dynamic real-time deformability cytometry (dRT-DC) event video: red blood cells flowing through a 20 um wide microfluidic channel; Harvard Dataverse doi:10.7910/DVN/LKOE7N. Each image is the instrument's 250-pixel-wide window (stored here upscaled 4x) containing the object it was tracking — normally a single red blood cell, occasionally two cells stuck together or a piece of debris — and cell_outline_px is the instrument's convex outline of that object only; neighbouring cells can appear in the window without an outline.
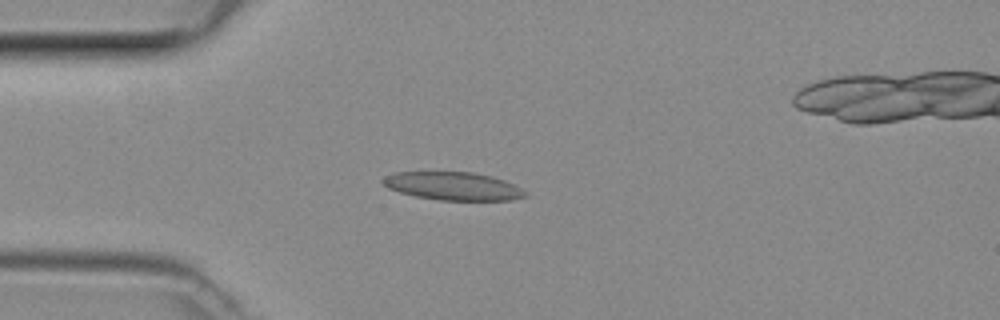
{"species": "common noctule bat (a hibernating species)", "species_latin": "Nyctalus noctula", "temperature_condition": "room temperature", "stored_images_in_passage": 43, "camera_frame_rate_fps": 3000, "um_per_image_px": 0.085, "animal": {"sex": "female", "body_mass_g": 29.2, "forearm_length_mm": 56.3}, "frame": {"image": 1, "passage_image": 7, "time_ms": 2.0, "image_size_px": [1000, 320], "cell_outline_px": [[528, 196], [512, 200], [440, 200], [416, 196], [400, 192], [388, 188], [380, 180], [384, 176], [396, 172], [472, 172], [492, 176], [504, 180], [528, 192]], "centroid_in_image_um": [38.52, 15.81], "position_along_channel_um": 46.5, "area_um2": 23.29}}
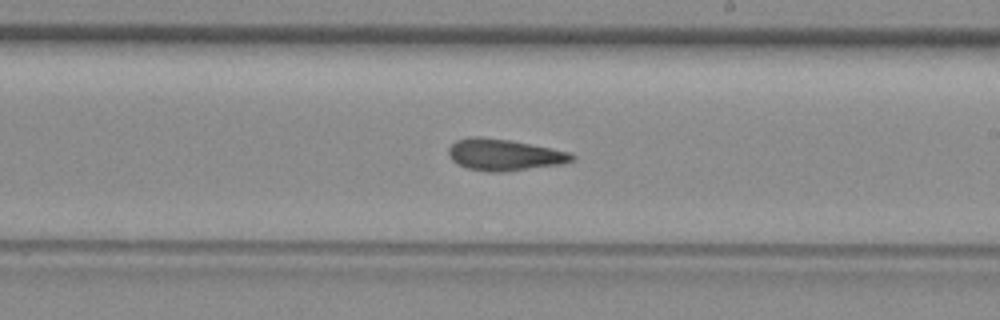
{"frame": {"image": 2, "passage_image": 22, "time_ms": 7.0, "image_size_px": [1000, 320], "cell_outline_px": [[576, 156], [572, 160], [564, 164], [504, 172], [488, 172], [468, 168], [452, 160], [448, 152], [448, 148], [456, 140], [472, 136], [480, 136], [508, 140], [568, 152]], "centroid_in_image_um": [42.84, 13.16], "position_along_channel_um": 246.2, "area_um2": 22.43}}
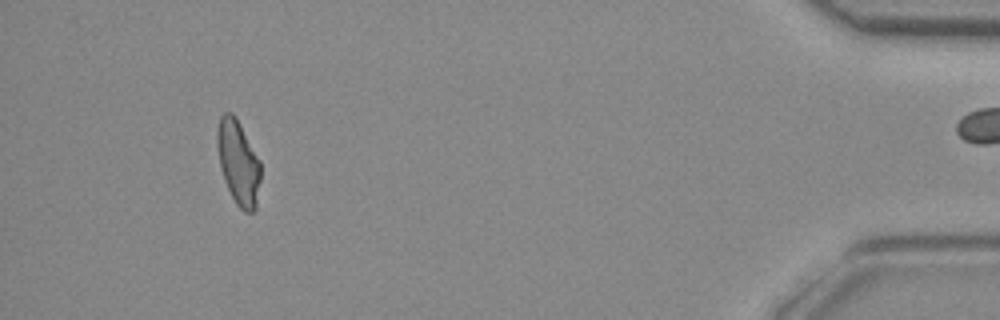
{"frame": {"image": 3, "passage_image": 39, "time_ms": 12.667, "image_size_px": [1000, 320], "cell_outline_px": [[260, 180], [256, 208], [252, 212], [244, 212], [236, 204], [224, 180], [220, 168], [216, 144], [216, 132], [220, 116], [224, 112], [232, 112], [236, 116], [260, 160]], "centroid_in_image_um": [20.24, 13.78], "position_along_channel_um": 415.0, "area_um2": 21.56}}